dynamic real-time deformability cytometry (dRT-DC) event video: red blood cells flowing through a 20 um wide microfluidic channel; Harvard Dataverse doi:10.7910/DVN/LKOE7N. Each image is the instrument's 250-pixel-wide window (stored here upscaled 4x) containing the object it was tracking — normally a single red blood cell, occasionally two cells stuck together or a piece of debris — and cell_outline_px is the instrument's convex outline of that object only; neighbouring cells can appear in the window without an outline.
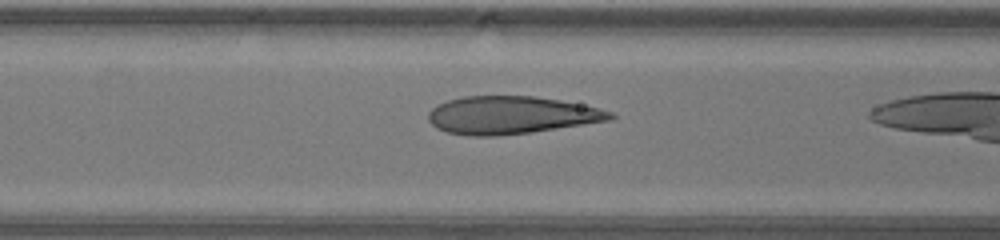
{"species": "human", "species_latin": "Homo sapiens", "temperature_condition": "warm", "stored_images_in_passage": 6, "camera_frame_rate_fps": 3000, "um_per_image_px": 0.085, "donor": {"sex": "male"}, "frame": {"image": 1, "passage_image": 5, "time_ms": 1.333, "image_size_px": [1000, 240], "cell_outline_px": [[616, 116], [612, 120], [532, 132], [496, 136], [468, 136], [448, 132], [436, 128], [428, 120], [428, 112], [436, 104], [448, 100], [464, 96], [532, 96], [560, 100], [600, 108], [612, 112]], "centroid_in_image_um": [43.44, 9.79], "position_along_channel_um": 123.2, "area_um2": 40.11}}